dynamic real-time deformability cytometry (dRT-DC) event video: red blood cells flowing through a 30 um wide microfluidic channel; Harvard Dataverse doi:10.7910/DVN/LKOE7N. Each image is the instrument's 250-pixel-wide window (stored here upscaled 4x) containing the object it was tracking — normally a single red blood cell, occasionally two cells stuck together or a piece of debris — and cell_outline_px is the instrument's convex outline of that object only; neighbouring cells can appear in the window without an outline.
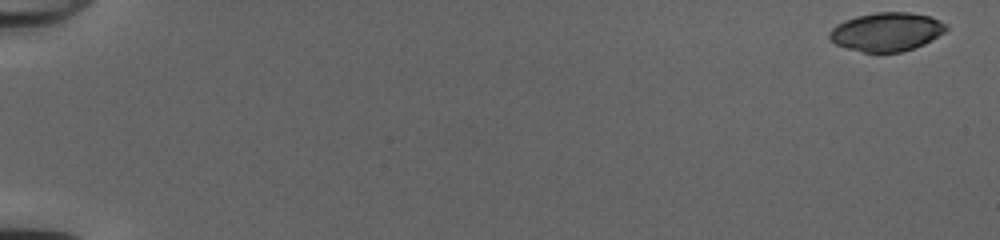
{"species": "common noctule bat (a hibernating species)", "species_latin": "Nyctalus noctula", "temperature_condition": "cold", "stored_images_in_passage": 52, "camera_frame_rate_fps": 3000, "um_per_image_px": 0.085, "animal": {"sex": "female", "body_mass_g": 20.0, "forearm_length_mm": 54.0}, "frame": {"image": 1, "passage_image": 1, "time_ms": 0.0, "image_size_px": [1000, 240], "cell_outline_px": [[948, 28], [944, 32], [924, 44], [900, 52], [864, 52], [848, 48], [836, 44], [828, 36], [828, 32], [836, 24], [844, 20], [856, 16], [876, 12], [908, 12], [928, 16], [948, 24]], "centroid_in_image_um": [75.34, 2.69], "position_along_channel_um": 9.7, "area_um2": 26.13}}
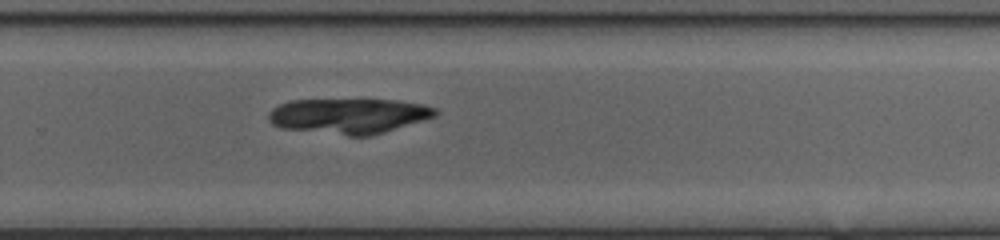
{"frame": {"image": 2, "passage_image": 37, "time_ms": 12.0, "image_size_px": [1000, 240], "cell_outline_px": [[440, 112], [436, 116], [372, 136], [348, 136], [280, 128], [272, 124], [268, 120], [268, 112], [272, 108], [280, 104], [292, 100], [396, 100], [424, 104], [436, 108]], "centroid_in_image_um": [29.65, 9.86], "position_along_channel_um": 300.2, "area_um2": 34.51}}
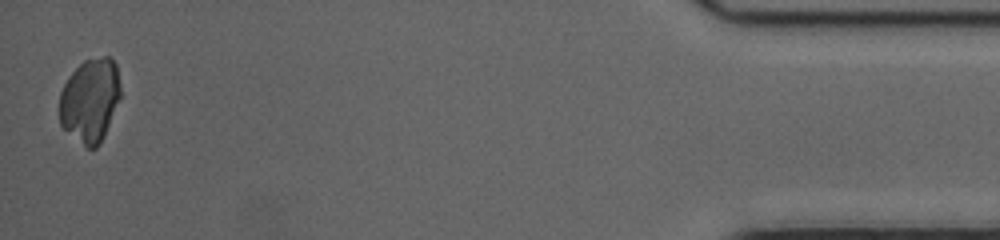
{"frame": {"image": 3, "passage_image": 52, "time_ms": 17.0, "image_size_px": [1000, 240], "cell_outline_px": [[120, 100], [104, 136], [100, 144], [96, 148], [88, 148], [64, 128], [60, 124], [60, 92], [68, 76], [84, 60], [104, 56], [108, 56], [116, 64], [120, 84]], "centroid_in_image_um": [7.67, 8.51], "position_along_channel_um": 427.5, "area_um2": 29.71}}